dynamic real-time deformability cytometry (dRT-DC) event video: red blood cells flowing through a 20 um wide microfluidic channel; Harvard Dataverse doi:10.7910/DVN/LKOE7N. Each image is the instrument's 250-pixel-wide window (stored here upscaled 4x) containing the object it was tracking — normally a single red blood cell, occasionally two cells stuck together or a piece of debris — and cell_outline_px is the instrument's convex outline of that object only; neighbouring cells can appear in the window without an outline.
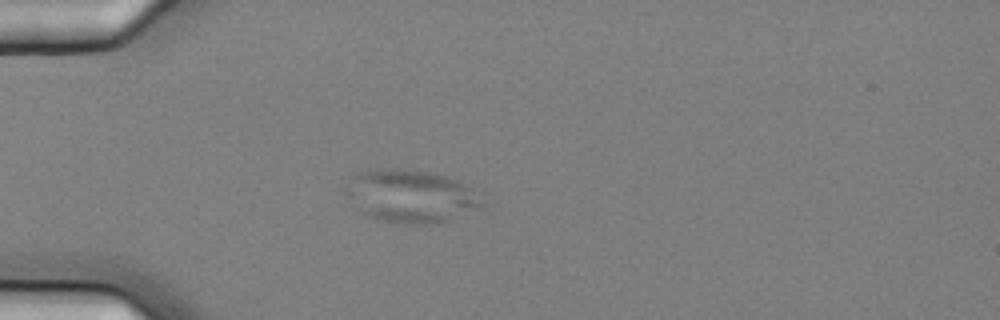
{"species": "common noctule bat (a hibernating species)", "species_latin": "Nyctalus noctula", "temperature_condition": "cold", "stored_images_in_passage": 14, "camera_frame_rate_fps": 3000, "um_per_image_px": 0.085, "animal": {"sex": "female", "body_mass_g": 25.1}, "frame": {"image": 1, "passage_image": 4, "time_ms": 1.0, "image_size_px": [1000, 320], "cell_outline_px": [[484, 204], [444, 224], [396, 224], [376, 220], [360, 212], [340, 188], [356, 176], [364, 172], [380, 168], [396, 168], [424, 172], [448, 176], [460, 180], [468, 184], [472, 188]], "centroid_in_image_um": [34.89, 16.7], "position_along_channel_um": 50.1, "area_um2": 42.43}}
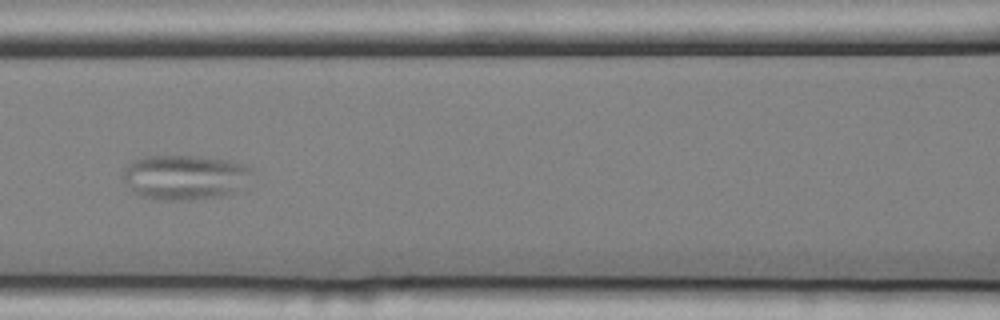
{"frame": {"image": 2, "passage_image": 7, "time_ms": 2.0, "image_size_px": [1000, 320], "cell_outline_px": [[252, 172], [228, 196], [188, 200], [164, 200], [140, 196], [132, 192], [124, 180], [124, 168], [128, 164], [136, 160], [148, 156], [192, 156], [228, 160], [244, 164]], "centroid_in_image_um": [15.64, 15.07], "position_along_channel_um": 151.0, "area_um2": 33.12}}
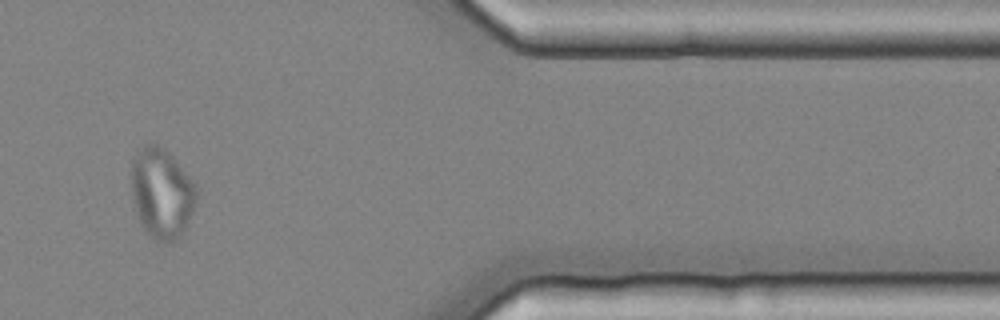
{"frame": {"image": 3, "passage_image": 13, "time_ms": 4.0, "image_size_px": [1000, 320], "cell_outline_px": [[196, 200], [188, 224], [184, 232], [176, 240], [164, 244], [156, 240], [144, 228], [136, 212], [132, 200], [132, 160], [136, 152], [144, 144], [156, 144], [164, 148], [172, 156], [196, 184]], "centroid_in_image_um": [13.75, 16.42], "position_along_channel_um": 397.7, "area_um2": 34.16}}